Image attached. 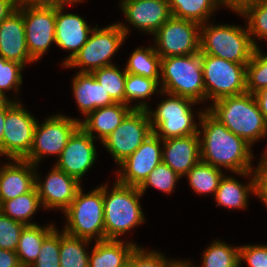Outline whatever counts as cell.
I'll use <instances>...</instances> for the list:
<instances>
[{
	"instance_id": "6da1fadb",
	"label": "cell",
	"mask_w": 267,
	"mask_h": 267,
	"mask_svg": "<svg viewBox=\"0 0 267 267\" xmlns=\"http://www.w3.org/2000/svg\"><path fill=\"white\" fill-rule=\"evenodd\" d=\"M201 130L200 159L214 167H224L237 175L254 174L252 149L244 139L231 132L206 109L198 113Z\"/></svg>"
},
{
	"instance_id": "7a4b0ae2",
	"label": "cell",
	"mask_w": 267,
	"mask_h": 267,
	"mask_svg": "<svg viewBox=\"0 0 267 267\" xmlns=\"http://www.w3.org/2000/svg\"><path fill=\"white\" fill-rule=\"evenodd\" d=\"M206 110L251 146L267 136V122L251 93L220 98Z\"/></svg>"
},
{
	"instance_id": "3957f363",
	"label": "cell",
	"mask_w": 267,
	"mask_h": 267,
	"mask_svg": "<svg viewBox=\"0 0 267 267\" xmlns=\"http://www.w3.org/2000/svg\"><path fill=\"white\" fill-rule=\"evenodd\" d=\"M138 187L115 182L111 191L103 185L105 240H119L122 234L145 222Z\"/></svg>"
},
{
	"instance_id": "277c9868",
	"label": "cell",
	"mask_w": 267,
	"mask_h": 267,
	"mask_svg": "<svg viewBox=\"0 0 267 267\" xmlns=\"http://www.w3.org/2000/svg\"><path fill=\"white\" fill-rule=\"evenodd\" d=\"M161 90L189 98L197 103L206 101L201 52L161 58Z\"/></svg>"
},
{
	"instance_id": "5b68a950",
	"label": "cell",
	"mask_w": 267,
	"mask_h": 267,
	"mask_svg": "<svg viewBox=\"0 0 267 267\" xmlns=\"http://www.w3.org/2000/svg\"><path fill=\"white\" fill-rule=\"evenodd\" d=\"M207 24V25H206ZM200 26V52L222 58L234 63H248L256 45L253 43L248 27L236 25Z\"/></svg>"
},
{
	"instance_id": "8992f818",
	"label": "cell",
	"mask_w": 267,
	"mask_h": 267,
	"mask_svg": "<svg viewBox=\"0 0 267 267\" xmlns=\"http://www.w3.org/2000/svg\"><path fill=\"white\" fill-rule=\"evenodd\" d=\"M64 213L67 220L63 227L65 233L88 240H105L103 185L87 194L80 188Z\"/></svg>"
},
{
	"instance_id": "52a82bcc",
	"label": "cell",
	"mask_w": 267,
	"mask_h": 267,
	"mask_svg": "<svg viewBox=\"0 0 267 267\" xmlns=\"http://www.w3.org/2000/svg\"><path fill=\"white\" fill-rule=\"evenodd\" d=\"M129 31V27L121 22L101 29L96 25L87 42L64 67H78L81 68L80 73H92L99 68L114 65L110 60L123 44Z\"/></svg>"
},
{
	"instance_id": "ba28073f",
	"label": "cell",
	"mask_w": 267,
	"mask_h": 267,
	"mask_svg": "<svg viewBox=\"0 0 267 267\" xmlns=\"http://www.w3.org/2000/svg\"><path fill=\"white\" fill-rule=\"evenodd\" d=\"M159 94L170 98L161 100L155 111H151L149 107L146 109L153 133L162 140L198 134L200 127L193 120L195 116L191 106L198 103L162 90Z\"/></svg>"
},
{
	"instance_id": "9c48e42d",
	"label": "cell",
	"mask_w": 267,
	"mask_h": 267,
	"mask_svg": "<svg viewBox=\"0 0 267 267\" xmlns=\"http://www.w3.org/2000/svg\"><path fill=\"white\" fill-rule=\"evenodd\" d=\"M206 100L246 93V65L201 53Z\"/></svg>"
},
{
	"instance_id": "30bf717a",
	"label": "cell",
	"mask_w": 267,
	"mask_h": 267,
	"mask_svg": "<svg viewBox=\"0 0 267 267\" xmlns=\"http://www.w3.org/2000/svg\"><path fill=\"white\" fill-rule=\"evenodd\" d=\"M80 126V120L57 114L49 116L41 125L37 122L33 144L24 159L38 167V163L47 155L59 158L69 137ZM44 156V157H43Z\"/></svg>"
},
{
	"instance_id": "8fae6325",
	"label": "cell",
	"mask_w": 267,
	"mask_h": 267,
	"mask_svg": "<svg viewBox=\"0 0 267 267\" xmlns=\"http://www.w3.org/2000/svg\"><path fill=\"white\" fill-rule=\"evenodd\" d=\"M6 103L3 155L10 161L24 160L32 147L37 120L18 101Z\"/></svg>"
},
{
	"instance_id": "7c38bea8",
	"label": "cell",
	"mask_w": 267,
	"mask_h": 267,
	"mask_svg": "<svg viewBox=\"0 0 267 267\" xmlns=\"http://www.w3.org/2000/svg\"><path fill=\"white\" fill-rule=\"evenodd\" d=\"M152 133L147 110L133 109L101 143L119 165L132 155Z\"/></svg>"
},
{
	"instance_id": "4fadbf2b",
	"label": "cell",
	"mask_w": 267,
	"mask_h": 267,
	"mask_svg": "<svg viewBox=\"0 0 267 267\" xmlns=\"http://www.w3.org/2000/svg\"><path fill=\"white\" fill-rule=\"evenodd\" d=\"M200 24L171 16L154 34V46L161 58L200 52Z\"/></svg>"
},
{
	"instance_id": "5bb4252c",
	"label": "cell",
	"mask_w": 267,
	"mask_h": 267,
	"mask_svg": "<svg viewBox=\"0 0 267 267\" xmlns=\"http://www.w3.org/2000/svg\"><path fill=\"white\" fill-rule=\"evenodd\" d=\"M23 14L25 39L31 58L39 60L55 43L56 7L18 5Z\"/></svg>"
},
{
	"instance_id": "9a60e30c",
	"label": "cell",
	"mask_w": 267,
	"mask_h": 267,
	"mask_svg": "<svg viewBox=\"0 0 267 267\" xmlns=\"http://www.w3.org/2000/svg\"><path fill=\"white\" fill-rule=\"evenodd\" d=\"M163 140L152 133L141 146L119 164V183L139 187L155 167L162 162Z\"/></svg>"
},
{
	"instance_id": "2e32d148",
	"label": "cell",
	"mask_w": 267,
	"mask_h": 267,
	"mask_svg": "<svg viewBox=\"0 0 267 267\" xmlns=\"http://www.w3.org/2000/svg\"><path fill=\"white\" fill-rule=\"evenodd\" d=\"M96 155L94 138L79 126L69 137L55 166L80 182L95 163Z\"/></svg>"
},
{
	"instance_id": "e0dca14e",
	"label": "cell",
	"mask_w": 267,
	"mask_h": 267,
	"mask_svg": "<svg viewBox=\"0 0 267 267\" xmlns=\"http://www.w3.org/2000/svg\"><path fill=\"white\" fill-rule=\"evenodd\" d=\"M35 187L45 209L56 208L65 211L75 199L81 184L54 165L43 182L38 174H35Z\"/></svg>"
},
{
	"instance_id": "ac0fdd59",
	"label": "cell",
	"mask_w": 267,
	"mask_h": 267,
	"mask_svg": "<svg viewBox=\"0 0 267 267\" xmlns=\"http://www.w3.org/2000/svg\"><path fill=\"white\" fill-rule=\"evenodd\" d=\"M120 6L126 21L152 35L172 16L168 0H122Z\"/></svg>"
},
{
	"instance_id": "d6986e66",
	"label": "cell",
	"mask_w": 267,
	"mask_h": 267,
	"mask_svg": "<svg viewBox=\"0 0 267 267\" xmlns=\"http://www.w3.org/2000/svg\"><path fill=\"white\" fill-rule=\"evenodd\" d=\"M63 10L64 7L56 8L55 44L62 49L71 50L67 59L63 61V66H65L87 42L93 29L80 15L63 14Z\"/></svg>"
},
{
	"instance_id": "ffe728a7",
	"label": "cell",
	"mask_w": 267,
	"mask_h": 267,
	"mask_svg": "<svg viewBox=\"0 0 267 267\" xmlns=\"http://www.w3.org/2000/svg\"><path fill=\"white\" fill-rule=\"evenodd\" d=\"M0 57L24 66L35 62L27 48L23 14L18 8L0 23Z\"/></svg>"
},
{
	"instance_id": "44dd1931",
	"label": "cell",
	"mask_w": 267,
	"mask_h": 267,
	"mask_svg": "<svg viewBox=\"0 0 267 267\" xmlns=\"http://www.w3.org/2000/svg\"><path fill=\"white\" fill-rule=\"evenodd\" d=\"M162 162L180 177L185 176L200 159V137L192 134L163 140Z\"/></svg>"
},
{
	"instance_id": "7402d4cb",
	"label": "cell",
	"mask_w": 267,
	"mask_h": 267,
	"mask_svg": "<svg viewBox=\"0 0 267 267\" xmlns=\"http://www.w3.org/2000/svg\"><path fill=\"white\" fill-rule=\"evenodd\" d=\"M148 103L140 100L135 106L123 103H114L110 106L97 108L90 112L85 119L80 120V126L92 137L93 132L97 133V138L104 141L125 119L133 109H147Z\"/></svg>"
},
{
	"instance_id": "603a6c76",
	"label": "cell",
	"mask_w": 267,
	"mask_h": 267,
	"mask_svg": "<svg viewBox=\"0 0 267 267\" xmlns=\"http://www.w3.org/2000/svg\"><path fill=\"white\" fill-rule=\"evenodd\" d=\"M35 167L25 160L12 159V163L9 161L0 168V204L30 192L35 187Z\"/></svg>"
},
{
	"instance_id": "cb8c5ba5",
	"label": "cell",
	"mask_w": 267,
	"mask_h": 267,
	"mask_svg": "<svg viewBox=\"0 0 267 267\" xmlns=\"http://www.w3.org/2000/svg\"><path fill=\"white\" fill-rule=\"evenodd\" d=\"M72 90L78 109L82 111L85 117L97 108L115 103L105 89L96 81L92 73L78 72L73 78Z\"/></svg>"
},
{
	"instance_id": "d4e9b609",
	"label": "cell",
	"mask_w": 267,
	"mask_h": 267,
	"mask_svg": "<svg viewBox=\"0 0 267 267\" xmlns=\"http://www.w3.org/2000/svg\"><path fill=\"white\" fill-rule=\"evenodd\" d=\"M136 246L122 240L96 241L89 255L88 267H127Z\"/></svg>"
},
{
	"instance_id": "484cf974",
	"label": "cell",
	"mask_w": 267,
	"mask_h": 267,
	"mask_svg": "<svg viewBox=\"0 0 267 267\" xmlns=\"http://www.w3.org/2000/svg\"><path fill=\"white\" fill-rule=\"evenodd\" d=\"M250 192V193H249ZM256 194L255 175H251L250 183L242 184L236 178L223 176L215 192L217 206L228 209H246L248 195Z\"/></svg>"
},
{
	"instance_id": "4316f807",
	"label": "cell",
	"mask_w": 267,
	"mask_h": 267,
	"mask_svg": "<svg viewBox=\"0 0 267 267\" xmlns=\"http://www.w3.org/2000/svg\"><path fill=\"white\" fill-rule=\"evenodd\" d=\"M49 226L25 225L16 248V254L22 267H31L37 260L44 239L55 229Z\"/></svg>"
},
{
	"instance_id": "83f0119b",
	"label": "cell",
	"mask_w": 267,
	"mask_h": 267,
	"mask_svg": "<svg viewBox=\"0 0 267 267\" xmlns=\"http://www.w3.org/2000/svg\"><path fill=\"white\" fill-rule=\"evenodd\" d=\"M173 17L204 24L222 5L218 0H168Z\"/></svg>"
},
{
	"instance_id": "f1b7e54d",
	"label": "cell",
	"mask_w": 267,
	"mask_h": 267,
	"mask_svg": "<svg viewBox=\"0 0 267 267\" xmlns=\"http://www.w3.org/2000/svg\"><path fill=\"white\" fill-rule=\"evenodd\" d=\"M39 206L42 207L37 189L34 187L30 192L19 195L14 199L3 201L0 204V211L14 221L21 222L24 225H35L36 223L30 220Z\"/></svg>"
},
{
	"instance_id": "f546056e",
	"label": "cell",
	"mask_w": 267,
	"mask_h": 267,
	"mask_svg": "<svg viewBox=\"0 0 267 267\" xmlns=\"http://www.w3.org/2000/svg\"><path fill=\"white\" fill-rule=\"evenodd\" d=\"M127 62L125 71L129 74L150 79L160 78L161 57L157 54L154 45L147 48H137Z\"/></svg>"
},
{
	"instance_id": "4dcf8cb0",
	"label": "cell",
	"mask_w": 267,
	"mask_h": 267,
	"mask_svg": "<svg viewBox=\"0 0 267 267\" xmlns=\"http://www.w3.org/2000/svg\"><path fill=\"white\" fill-rule=\"evenodd\" d=\"M91 240L78 238L60 232V267H88L89 254L86 252Z\"/></svg>"
},
{
	"instance_id": "1f68e13d",
	"label": "cell",
	"mask_w": 267,
	"mask_h": 267,
	"mask_svg": "<svg viewBox=\"0 0 267 267\" xmlns=\"http://www.w3.org/2000/svg\"><path fill=\"white\" fill-rule=\"evenodd\" d=\"M224 175L220 168L200 160L185 176L189 180L190 187L197 194L213 193L212 195H215L219 182Z\"/></svg>"
},
{
	"instance_id": "d6a6232c",
	"label": "cell",
	"mask_w": 267,
	"mask_h": 267,
	"mask_svg": "<svg viewBox=\"0 0 267 267\" xmlns=\"http://www.w3.org/2000/svg\"><path fill=\"white\" fill-rule=\"evenodd\" d=\"M235 12L248 19L246 26L256 46L255 38L267 39V0H248Z\"/></svg>"
},
{
	"instance_id": "836d02e7",
	"label": "cell",
	"mask_w": 267,
	"mask_h": 267,
	"mask_svg": "<svg viewBox=\"0 0 267 267\" xmlns=\"http://www.w3.org/2000/svg\"><path fill=\"white\" fill-rule=\"evenodd\" d=\"M96 81L105 89L115 103L125 104V80L127 72L114 65L99 68L92 72Z\"/></svg>"
},
{
	"instance_id": "e575fe53",
	"label": "cell",
	"mask_w": 267,
	"mask_h": 267,
	"mask_svg": "<svg viewBox=\"0 0 267 267\" xmlns=\"http://www.w3.org/2000/svg\"><path fill=\"white\" fill-rule=\"evenodd\" d=\"M202 260V267H240L239 247L215 240L203 252Z\"/></svg>"
},
{
	"instance_id": "d590c367",
	"label": "cell",
	"mask_w": 267,
	"mask_h": 267,
	"mask_svg": "<svg viewBox=\"0 0 267 267\" xmlns=\"http://www.w3.org/2000/svg\"><path fill=\"white\" fill-rule=\"evenodd\" d=\"M264 87H267V55L256 46L246 65V92L255 94Z\"/></svg>"
},
{
	"instance_id": "8d00e7d4",
	"label": "cell",
	"mask_w": 267,
	"mask_h": 267,
	"mask_svg": "<svg viewBox=\"0 0 267 267\" xmlns=\"http://www.w3.org/2000/svg\"><path fill=\"white\" fill-rule=\"evenodd\" d=\"M159 79H150L144 76L129 74L125 80V104L128 105L132 100L151 98V95L160 91ZM158 90V91H157Z\"/></svg>"
},
{
	"instance_id": "74e56055",
	"label": "cell",
	"mask_w": 267,
	"mask_h": 267,
	"mask_svg": "<svg viewBox=\"0 0 267 267\" xmlns=\"http://www.w3.org/2000/svg\"><path fill=\"white\" fill-rule=\"evenodd\" d=\"M181 177L164 162L158 164L148 175L145 181L138 187L143 194L149 186L170 194Z\"/></svg>"
},
{
	"instance_id": "f35d334b",
	"label": "cell",
	"mask_w": 267,
	"mask_h": 267,
	"mask_svg": "<svg viewBox=\"0 0 267 267\" xmlns=\"http://www.w3.org/2000/svg\"><path fill=\"white\" fill-rule=\"evenodd\" d=\"M60 232L55 228L43 241L31 267H60Z\"/></svg>"
},
{
	"instance_id": "ab89813d",
	"label": "cell",
	"mask_w": 267,
	"mask_h": 267,
	"mask_svg": "<svg viewBox=\"0 0 267 267\" xmlns=\"http://www.w3.org/2000/svg\"><path fill=\"white\" fill-rule=\"evenodd\" d=\"M24 65L15 62L5 60L3 57H0V93L6 96L5 90L15 89L18 93V90L22 82V71Z\"/></svg>"
},
{
	"instance_id": "60d3db41",
	"label": "cell",
	"mask_w": 267,
	"mask_h": 267,
	"mask_svg": "<svg viewBox=\"0 0 267 267\" xmlns=\"http://www.w3.org/2000/svg\"><path fill=\"white\" fill-rule=\"evenodd\" d=\"M24 226L0 211V248L15 252Z\"/></svg>"
},
{
	"instance_id": "b9f144b4",
	"label": "cell",
	"mask_w": 267,
	"mask_h": 267,
	"mask_svg": "<svg viewBox=\"0 0 267 267\" xmlns=\"http://www.w3.org/2000/svg\"><path fill=\"white\" fill-rule=\"evenodd\" d=\"M168 259L157 251H146L138 245L129 256L127 267H164Z\"/></svg>"
},
{
	"instance_id": "7bdbcfd3",
	"label": "cell",
	"mask_w": 267,
	"mask_h": 267,
	"mask_svg": "<svg viewBox=\"0 0 267 267\" xmlns=\"http://www.w3.org/2000/svg\"><path fill=\"white\" fill-rule=\"evenodd\" d=\"M239 261L249 267H267V245H244L239 247Z\"/></svg>"
},
{
	"instance_id": "ee69618b",
	"label": "cell",
	"mask_w": 267,
	"mask_h": 267,
	"mask_svg": "<svg viewBox=\"0 0 267 267\" xmlns=\"http://www.w3.org/2000/svg\"><path fill=\"white\" fill-rule=\"evenodd\" d=\"M83 0H18V5L32 7H64L70 3H78Z\"/></svg>"
},
{
	"instance_id": "f6af8a7d",
	"label": "cell",
	"mask_w": 267,
	"mask_h": 267,
	"mask_svg": "<svg viewBox=\"0 0 267 267\" xmlns=\"http://www.w3.org/2000/svg\"><path fill=\"white\" fill-rule=\"evenodd\" d=\"M256 196L267 206V170H254Z\"/></svg>"
},
{
	"instance_id": "bcb514c9",
	"label": "cell",
	"mask_w": 267,
	"mask_h": 267,
	"mask_svg": "<svg viewBox=\"0 0 267 267\" xmlns=\"http://www.w3.org/2000/svg\"><path fill=\"white\" fill-rule=\"evenodd\" d=\"M0 267H22L16 252L0 248Z\"/></svg>"
},
{
	"instance_id": "7dc6e473",
	"label": "cell",
	"mask_w": 267,
	"mask_h": 267,
	"mask_svg": "<svg viewBox=\"0 0 267 267\" xmlns=\"http://www.w3.org/2000/svg\"><path fill=\"white\" fill-rule=\"evenodd\" d=\"M18 8V0H0V23Z\"/></svg>"
},
{
	"instance_id": "c3c4849f",
	"label": "cell",
	"mask_w": 267,
	"mask_h": 267,
	"mask_svg": "<svg viewBox=\"0 0 267 267\" xmlns=\"http://www.w3.org/2000/svg\"><path fill=\"white\" fill-rule=\"evenodd\" d=\"M253 95L265 121L267 122V87L262 88Z\"/></svg>"
},
{
	"instance_id": "681fc988",
	"label": "cell",
	"mask_w": 267,
	"mask_h": 267,
	"mask_svg": "<svg viewBox=\"0 0 267 267\" xmlns=\"http://www.w3.org/2000/svg\"><path fill=\"white\" fill-rule=\"evenodd\" d=\"M6 118V104L0 108V156L3 155V135Z\"/></svg>"
},
{
	"instance_id": "f907efd6",
	"label": "cell",
	"mask_w": 267,
	"mask_h": 267,
	"mask_svg": "<svg viewBox=\"0 0 267 267\" xmlns=\"http://www.w3.org/2000/svg\"><path fill=\"white\" fill-rule=\"evenodd\" d=\"M222 5L235 11L238 10L248 0H218Z\"/></svg>"
},
{
	"instance_id": "816d5d0a",
	"label": "cell",
	"mask_w": 267,
	"mask_h": 267,
	"mask_svg": "<svg viewBox=\"0 0 267 267\" xmlns=\"http://www.w3.org/2000/svg\"><path fill=\"white\" fill-rule=\"evenodd\" d=\"M191 261H178V260H168L164 267H194L191 265Z\"/></svg>"
},
{
	"instance_id": "f5cc1de1",
	"label": "cell",
	"mask_w": 267,
	"mask_h": 267,
	"mask_svg": "<svg viewBox=\"0 0 267 267\" xmlns=\"http://www.w3.org/2000/svg\"><path fill=\"white\" fill-rule=\"evenodd\" d=\"M262 155V160L258 163L256 170H267V153Z\"/></svg>"
},
{
	"instance_id": "db71d44e",
	"label": "cell",
	"mask_w": 267,
	"mask_h": 267,
	"mask_svg": "<svg viewBox=\"0 0 267 267\" xmlns=\"http://www.w3.org/2000/svg\"><path fill=\"white\" fill-rule=\"evenodd\" d=\"M7 96H4L3 94L0 93V108H2L9 100Z\"/></svg>"
}]
</instances>
